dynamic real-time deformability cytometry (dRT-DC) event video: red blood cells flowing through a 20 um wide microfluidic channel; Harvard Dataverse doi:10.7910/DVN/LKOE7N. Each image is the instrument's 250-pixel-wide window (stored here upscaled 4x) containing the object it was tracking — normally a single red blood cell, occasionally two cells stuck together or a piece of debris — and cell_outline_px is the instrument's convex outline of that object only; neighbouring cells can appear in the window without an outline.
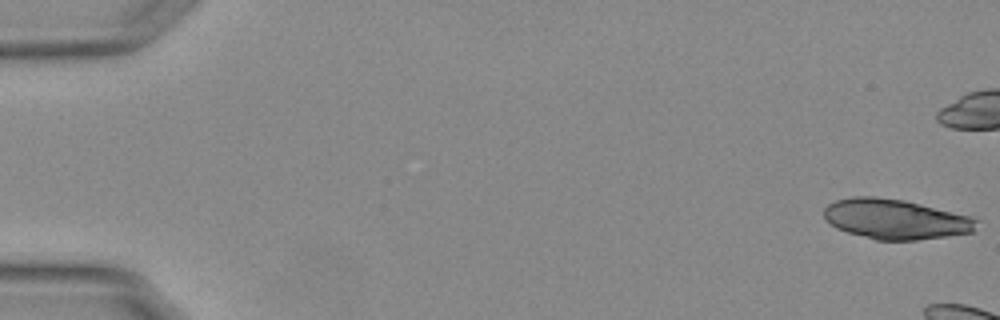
{"species": "Egyptian fruit bat (a non-hibernating species)", "species_latin": "Rousettus aegyptiacus", "temperature_condition": "warm", "stored_images_in_passage": 8, "camera_frame_rate_fps": 3000, "um_per_image_px": 0.085, "animal": {"sex": "female"}, "frame": {"image": 1, "passage_image": 1, "time_ms": 0.0, "image_size_px": [1000, 320], "cell_outline_px": [[980, 220], [972, 232], [916, 240], [876, 240], [848, 232], [836, 228], [824, 216], [824, 208], [828, 204], [836, 200], [852, 196], [872, 196], [904, 200], [972, 216]], "centroid_in_image_um": [76.12, 18.62], "position_along_channel_um": 8.9, "area_um2": 35.43}}